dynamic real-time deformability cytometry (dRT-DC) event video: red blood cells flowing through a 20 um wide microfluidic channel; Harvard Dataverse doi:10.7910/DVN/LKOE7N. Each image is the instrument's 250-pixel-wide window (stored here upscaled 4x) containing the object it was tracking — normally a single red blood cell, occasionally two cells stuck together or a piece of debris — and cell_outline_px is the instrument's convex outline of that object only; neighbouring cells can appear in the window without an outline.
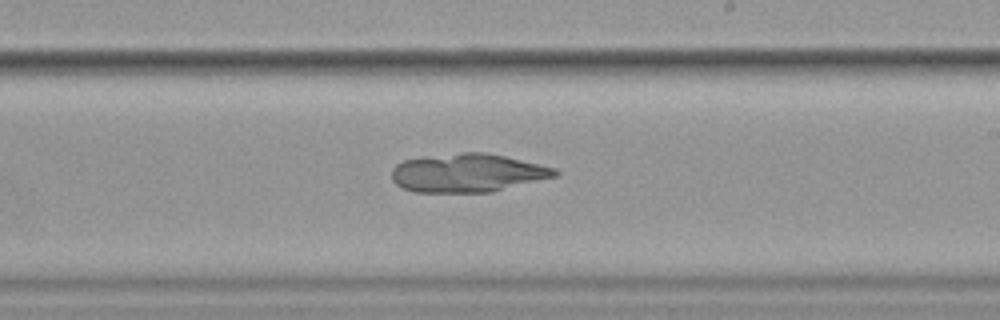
{"species": "common noctule bat (a hibernating species)", "species_latin": "Nyctalus noctula", "temperature_condition": "cold", "stored_images_in_passage": 9, "camera_frame_rate_fps": 3000, "um_per_image_px": 0.085, "animal": {"sex": "female", "body_mass_g": 19.9}, "frame": {"image": 1, "passage_image": 9, "time_ms": 10.333, "image_size_px": [1000, 320], "cell_outline_px": [[560, 172], [556, 176], [492, 192], [412, 192], [396, 184], [392, 180], [392, 168], [396, 164], [404, 160], [424, 156], [464, 152], [488, 152], [556, 168]], "centroid_in_image_um": [39.73, 14.69], "position_along_channel_um": 249.3, "area_um2": 36.7}}